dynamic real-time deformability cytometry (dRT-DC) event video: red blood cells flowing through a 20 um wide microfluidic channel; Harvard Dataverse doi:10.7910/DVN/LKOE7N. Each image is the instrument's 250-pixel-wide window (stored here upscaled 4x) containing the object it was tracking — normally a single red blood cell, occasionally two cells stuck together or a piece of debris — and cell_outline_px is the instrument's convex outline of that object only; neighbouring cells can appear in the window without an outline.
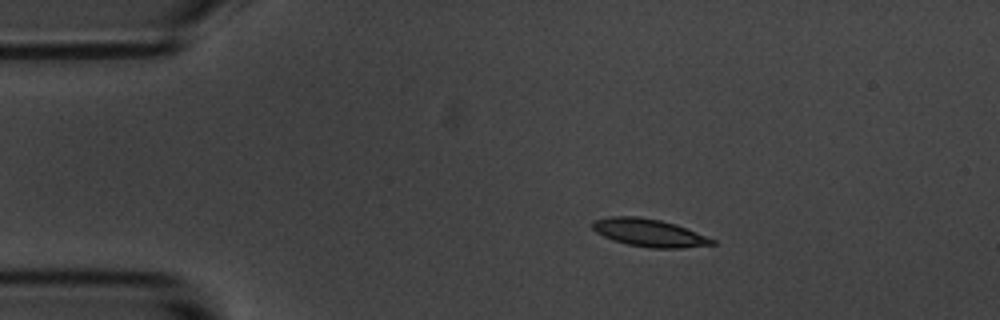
{"species": "common noctule bat (a hibernating species)", "species_latin": "Nyctalus noctula", "temperature_condition": "room temperature", "stored_images_in_passage": 6, "camera_frame_rate_fps": 3000, "um_per_image_px": 0.085, "animal": {"sex": "male", "body_mass_g": 20.1, "forearm_length_mm": 53.5}, "frame": {"image": 1, "passage_image": 1, "time_ms": 0.0, "image_size_px": [1000, 320], "cell_outline_px": [[716, 244], [680, 248], [648, 248], [628, 244], [612, 240], [596, 232], [592, 228], [592, 224], [596, 220], [612, 216], [636, 216], [660, 220], [676, 224], [716, 240]], "centroid_in_image_um": [55.19, 19.79], "position_along_channel_um": 29.8, "area_um2": 19.19}}
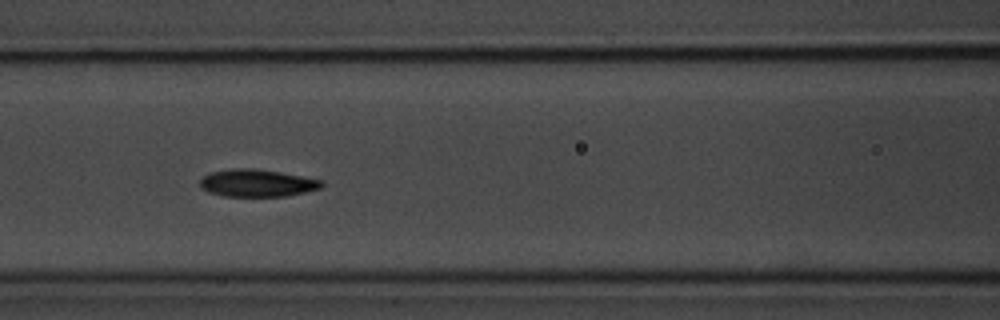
{"frame": {"image": 2, "passage_image": 5, "time_ms": 4.667, "image_size_px": [1000, 320], "cell_outline_px": [[324, 184], [320, 188], [288, 196], [224, 196], [208, 192], [200, 188], [200, 180], [204, 176], [212, 172], [236, 168], [256, 168], [280, 172], [324, 180]], "centroid_in_image_um": [21.86, 15.56], "position_along_channel_um": 144.7, "area_um2": 19.42}}
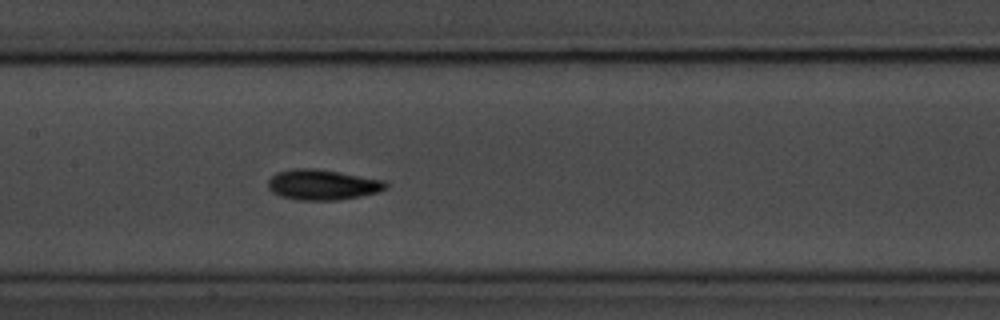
{"frame": {"image": 3, "passage_image": 6, "time_ms": 5.667, "image_size_px": [1000, 320], "cell_outline_px": [[388, 188], [380, 192], [360, 196], [336, 200], [296, 200], [280, 196], [272, 192], [268, 188], [268, 180], [276, 172], [292, 168], [316, 168], [384, 180], [388, 184]], "centroid_in_image_um": [27.4, 15.7], "position_along_channel_um": 180.0, "area_um2": 21.04}}